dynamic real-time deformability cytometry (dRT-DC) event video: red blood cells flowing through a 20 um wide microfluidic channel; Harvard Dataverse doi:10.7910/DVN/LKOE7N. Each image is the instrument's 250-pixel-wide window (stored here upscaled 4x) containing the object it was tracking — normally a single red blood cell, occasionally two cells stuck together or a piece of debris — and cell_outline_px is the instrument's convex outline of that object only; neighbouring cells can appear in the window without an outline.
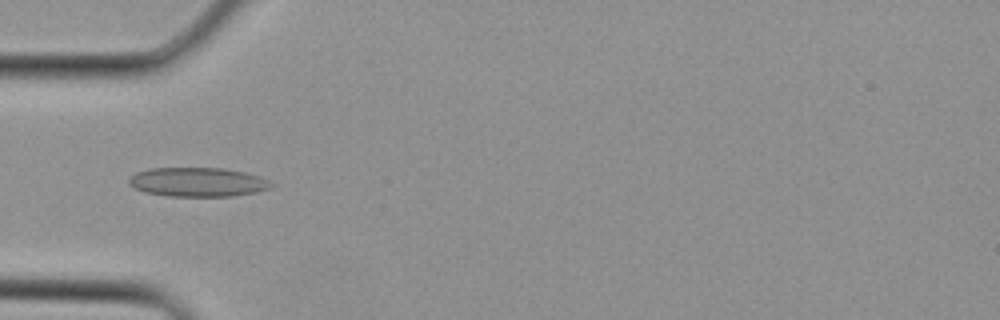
{"species": "Egyptian fruit bat (a non-hibernating species)", "species_latin": "Rousettus aegyptiacus", "temperature_condition": "cold", "stored_images_in_passage": 3, "camera_frame_rate_fps": 3000, "um_per_image_px": 0.085, "animal": {"sex": "female"}, "frame": {"image": 1, "passage_image": 3, "time_ms": 0.667, "image_size_px": [1000, 320], "cell_outline_px": [[276, 184], [272, 188], [256, 192], [232, 196], [168, 196], [144, 192], [128, 184], [128, 176], [136, 172], [148, 168], [224, 168], [244, 172], [260, 176]], "centroid_in_image_um": [16.81, 15.47], "position_along_channel_um": 68.2, "area_um2": 24.45}}